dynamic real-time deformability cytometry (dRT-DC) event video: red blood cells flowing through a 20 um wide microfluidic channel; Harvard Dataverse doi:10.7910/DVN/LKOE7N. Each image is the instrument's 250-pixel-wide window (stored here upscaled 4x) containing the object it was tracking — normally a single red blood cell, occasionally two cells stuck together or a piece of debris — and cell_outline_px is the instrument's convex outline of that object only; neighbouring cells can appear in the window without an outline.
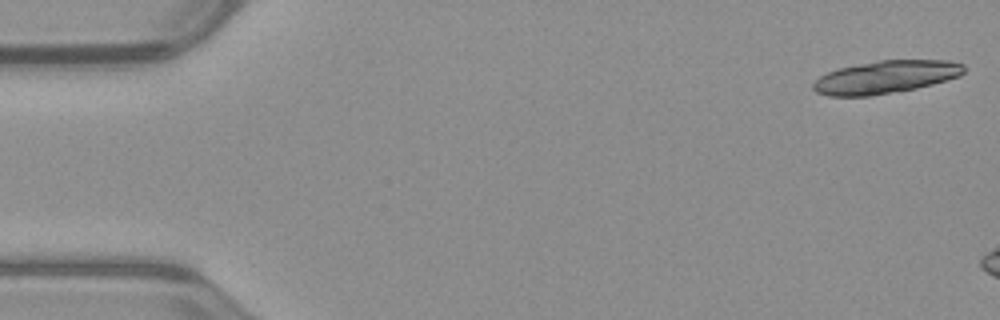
{"species": "common noctule bat (a hibernating species)", "species_latin": "Nyctalus noctula", "temperature_condition": "warm", "stored_images_in_passage": 8, "camera_frame_rate_fps": 3000, "um_per_image_px": 0.085, "animal": {"sex": "male", "body_mass_g": 23.1, "forearm_length_mm": 52.7}, "frame": {"image": 1, "passage_image": 1, "time_ms": 0.0, "image_size_px": [1000, 320], "cell_outline_px": [[964, 72], [960, 76], [932, 84], [916, 88], [872, 96], [828, 96], [816, 92], [812, 88], [812, 84], [820, 76], [828, 72], [840, 68], [880, 60], [948, 60], [964, 64]], "centroid_in_image_um": [75.28, 6.55], "position_along_channel_um": 9.7, "area_um2": 28.67}}